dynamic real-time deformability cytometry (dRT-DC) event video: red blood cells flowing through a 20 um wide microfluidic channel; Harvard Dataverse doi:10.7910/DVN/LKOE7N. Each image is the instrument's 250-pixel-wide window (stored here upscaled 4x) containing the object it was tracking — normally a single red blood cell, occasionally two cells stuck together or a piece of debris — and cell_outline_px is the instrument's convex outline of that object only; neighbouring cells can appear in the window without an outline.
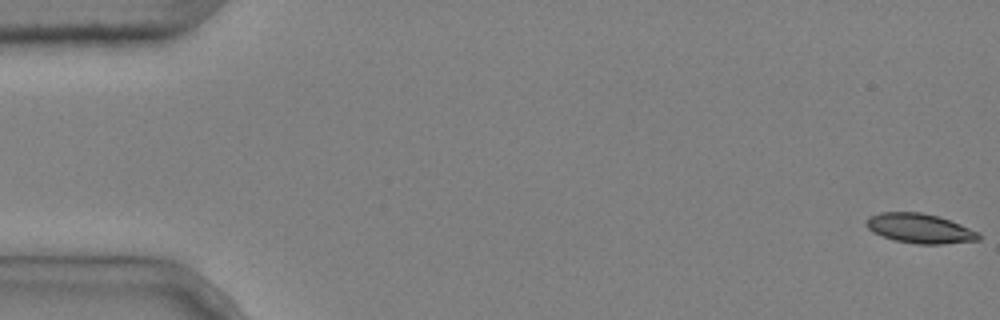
{"species": "common noctule bat (a hibernating species)", "species_latin": "Nyctalus noctula", "temperature_condition": "cold", "stored_images_in_passage": 6, "camera_frame_rate_fps": 3000, "um_per_image_px": 0.085, "animal": {"sex": "male", "body_mass_g": 20.4}, "frame": {"image": 1, "passage_image": 1, "time_ms": 0.0, "image_size_px": [1000, 320], "cell_outline_px": [[980, 240], [944, 244], [916, 244], [896, 240], [872, 232], [864, 224], [868, 216], [880, 212], [920, 212], [940, 216], [980, 232]], "centroid_in_image_um": [78.19, 19.41], "position_along_channel_um": 6.8, "area_um2": 19.54}}
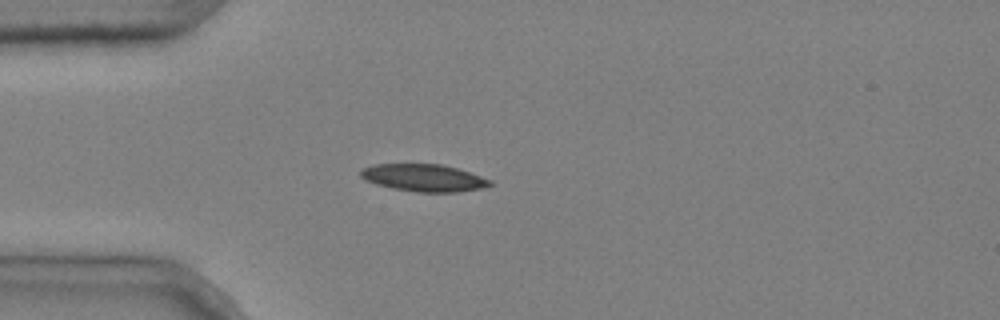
{"frame": {"image": 2, "passage_image": 5, "time_ms": 1.333, "image_size_px": [1000, 320], "cell_outline_px": [[492, 184], [480, 188], [460, 192], [416, 192], [392, 188], [376, 184], [364, 180], [360, 176], [360, 168], [372, 164], [440, 164], [456, 168], [492, 180]], "centroid_in_image_um": [35.96, 15.11], "position_along_channel_um": 49.0, "area_um2": 20.58}}